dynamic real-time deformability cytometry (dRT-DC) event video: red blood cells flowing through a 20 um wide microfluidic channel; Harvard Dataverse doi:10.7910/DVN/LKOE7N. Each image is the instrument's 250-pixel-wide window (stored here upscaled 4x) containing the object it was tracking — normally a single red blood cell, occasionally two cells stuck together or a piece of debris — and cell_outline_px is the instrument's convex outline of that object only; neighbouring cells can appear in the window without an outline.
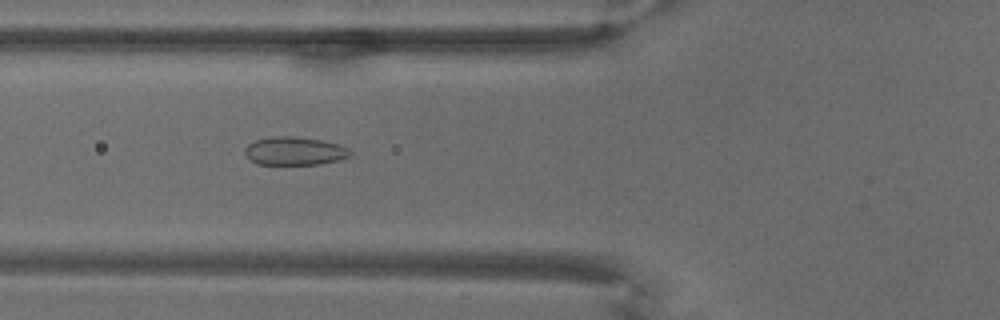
{"species": "common noctule bat (a hibernating species)", "species_latin": "Nyctalus noctula", "temperature_condition": "warm", "stored_images_in_passage": 40, "camera_frame_rate_fps": 3000, "um_per_image_px": 0.085, "animal": {"sex": "male", "body_mass_g": 18.8}, "frame": {"image": 1, "passage_image": 28, "time_ms": 9.0, "image_size_px": [1000, 320], "cell_outline_px": [[352, 156], [340, 160], [320, 164], [256, 164], [248, 160], [244, 152], [244, 148], [248, 144], [256, 140], [272, 136], [292, 136], [320, 140], [340, 144], [348, 148], [352, 152]], "centroid_in_image_um": [25.04, 12.84], "position_along_channel_um": 100.8, "area_um2": 17.57}}
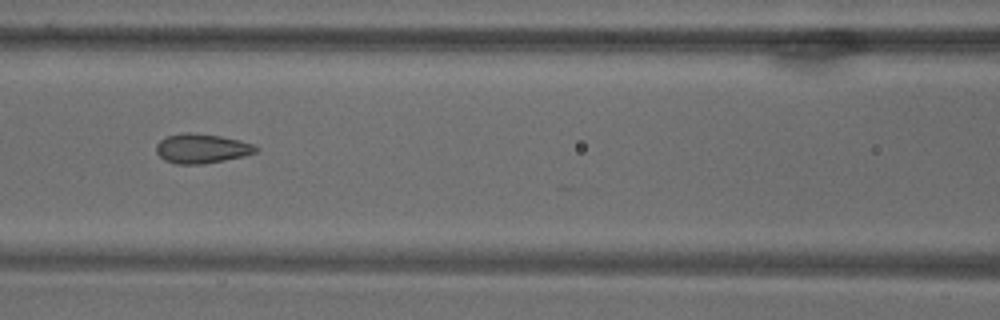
{"frame": {"image": 2, "passage_image": 33, "time_ms": 10.667, "image_size_px": [1000, 320], "cell_outline_px": [[260, 148], [256, 152], [244, 156], [204, 164], [176, 164], [164, 160], [156, 152], [156, 144], [160, 140], [168, 136], [184, 132], [188, 132], [220, 136], [240, 140], [252, 144]], "centroid_in_image_um": [17.14, 12.63], "position_along_channel_um": 149.5, "area_um2": 17.11}}
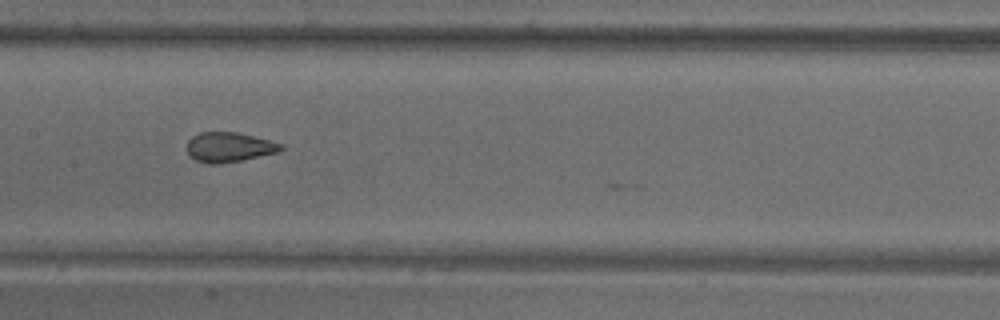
{"frame": {"image": 3, "passage_image": 37, "time_ms": 12.0, "image_size_px": [1000, 320], "cell_outline_px": [[284, 148], [280, 152], [220, 164], [208, 164], [196, 160], [188, 152], [188, 140], [192, 136], [200, 132], [236, 132], [284, 144]], "centroid_in_image_um": [19.49, 12.51], "position_along_channel_um": 187.9, "area_um2": 16.18}}